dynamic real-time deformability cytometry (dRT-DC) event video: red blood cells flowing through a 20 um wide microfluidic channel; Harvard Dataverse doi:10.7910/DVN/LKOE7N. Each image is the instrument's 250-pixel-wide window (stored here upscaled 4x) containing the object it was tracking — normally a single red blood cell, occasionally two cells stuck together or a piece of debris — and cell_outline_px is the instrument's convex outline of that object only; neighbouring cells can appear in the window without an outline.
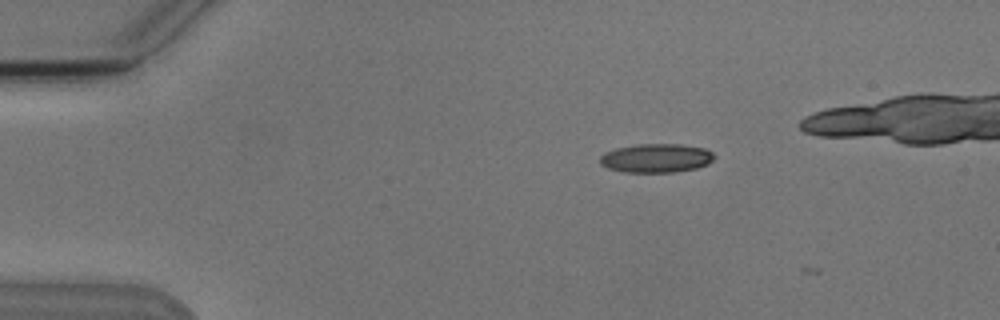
{"species": "Egyptian fruit bat (a non-hibernating species)", "species_latin": "Rousettus aegyptiacus", "temperature_condition": "cold", "stored_images_in_passage": 5, "camera_frame_rate_fps": 3000, "um_per_image_px": 0.085, "animal": {"sex": "male"}, "frame": {"image": 1, "passage_image": 3, "time_ms": 2.333, "image_size_px": [1000, 320], "cell_outline_px": [[716, 156], [708, 164], [696, 168], [676, 172], [624, 172], [608, 168], [600, 164], [600, 156], [604, 152], [616, 148], [640, 144], [680, 144], [704, 148], [712, 152]], "centroid_in_image_um": [55.78, 13.44], "position_along_channel_um": 29.2, "area_um2": 19.25}}